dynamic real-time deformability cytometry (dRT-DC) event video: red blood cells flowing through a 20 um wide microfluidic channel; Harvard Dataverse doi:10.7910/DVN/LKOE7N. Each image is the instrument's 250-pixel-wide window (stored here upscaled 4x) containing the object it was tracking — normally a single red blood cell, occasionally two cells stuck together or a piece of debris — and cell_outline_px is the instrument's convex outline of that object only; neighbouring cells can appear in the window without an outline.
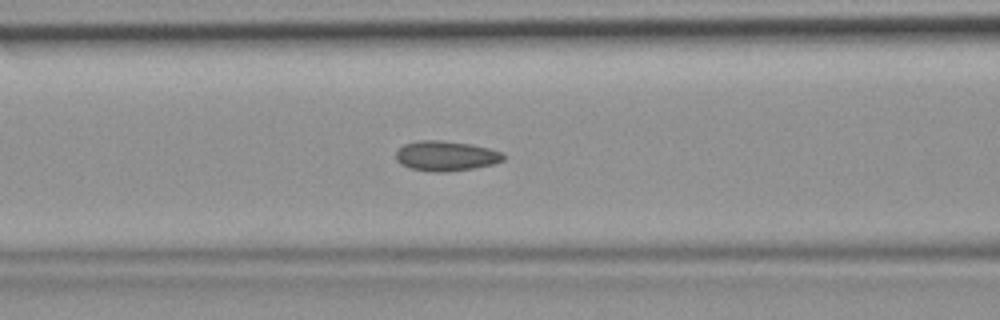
{"species": "common noctule bat (a hibernating species)", "species_latin": "Nyctalus noctula", "temperature_condition": "room temperature", "stored_images_in_passage": 34, "camera_frame_rate_fps": 3000, "um_per_image_px": 0.085, "animal": {"sex": "female", "body_mass_g": 19.9}, "frame": {"image": 1, "passage_image": 7, "time_ms": 2.0, "image_size_px": [1000, 320], "cell_outline_px": [[504, 160], [492, 164], [472, 168], [444, 172], [436, 172], [412, 168], [400, 164], [396, 160], [396, 152], [404, 144], [420, 140], [440, 140], [468, 144], [488, 148], [504, 152]], "centroid_in_image_um": [37.9, 13.25], "position_along_channel_um": 128.7, "area_um2": 18.55}}
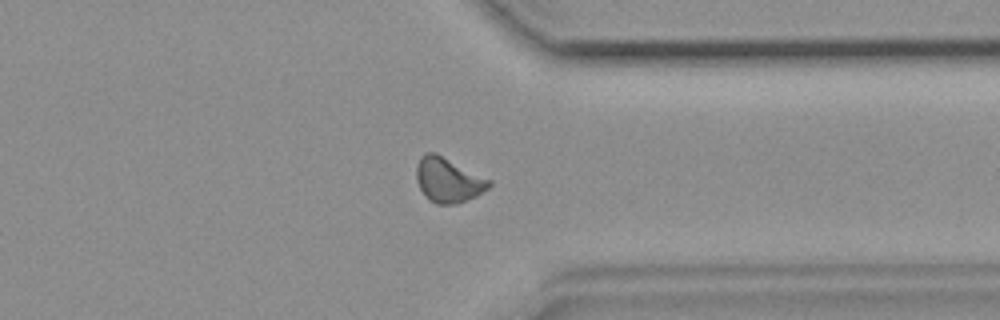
{"frame": {"image": 2, "passage_image": 24, "time_ms": 7.667, "image_size_px": [1000, 320], "cell_outline_px": [[492, 184], [488, 188], [476, 196], [456, 204], [436, 204], [428, 200], [420, 188], [416, 180], [416, 164], [420, 156], [424, 152], [436, 152], [492, 180]], "centroid_in_image_um": [38.08, 15.28], "position_along_channel_um": 373.3, "area_um2": 19.19}}
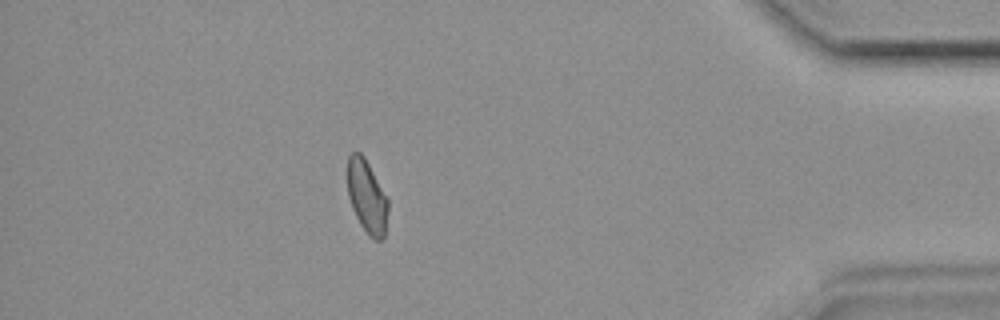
{"frame": {"image": 3, "passage_image": 29, "time_ms": 9.333, "image_size_px": [1000, 320], "cell_outline_px": [[388, 212], [384, 236], [380, 240], [376, 240], [368, 236], [360, 224], [352, 208], [348, 196], [348, 156], [352, 152], [360, 152], [364, 156], [388, 200]], "centroid_in_image_um": [31.18, 16.73], "position_along_channel_um": 404.0, "area_um2": 17.11}}